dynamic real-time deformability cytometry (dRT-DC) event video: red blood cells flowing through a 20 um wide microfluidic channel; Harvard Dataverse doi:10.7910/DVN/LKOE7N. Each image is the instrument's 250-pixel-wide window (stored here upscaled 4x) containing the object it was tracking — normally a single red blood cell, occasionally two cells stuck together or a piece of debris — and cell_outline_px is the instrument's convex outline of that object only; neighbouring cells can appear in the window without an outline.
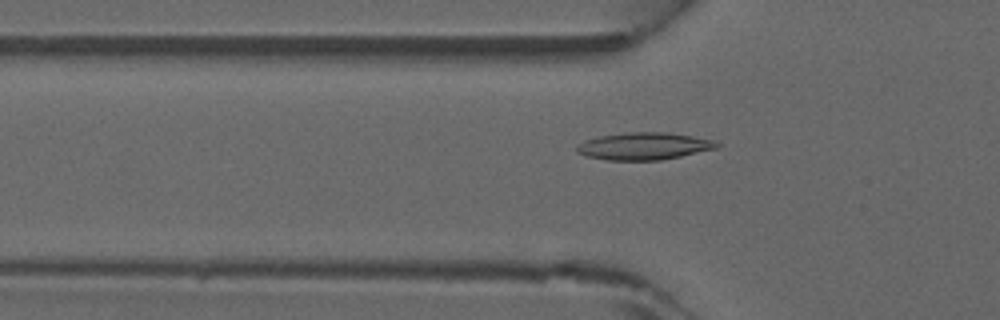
{"species": "common noctule bat (a hibernating species)", "species_latin": "Nyctalus noctula", "temperature_condition": "warm", "stored_images_in_passage": 32, "camera_frame_rate_fps": 3000, "um_per_image_px": 0.085, "animal": {"sex": "male", "forearm_length_mm": 52.5}, "frame": {"image": 1, "passage_image": 8, "time_ms": 2.333, "image_size_px": [1000, 320], "cell_outline_px": [[720, 144], [716, 148], [680, 156], [660, 160], [608, 160], [584, 156], [576, 152], [576, 148], [584, 140], [600, 136], [628, 132], [668, 132], [692, 136], [712, 140]], "centroid_in_image_um": [54.7, 12.42], "position_along_channel_um": 71.1, "area_um2": 22.08}}
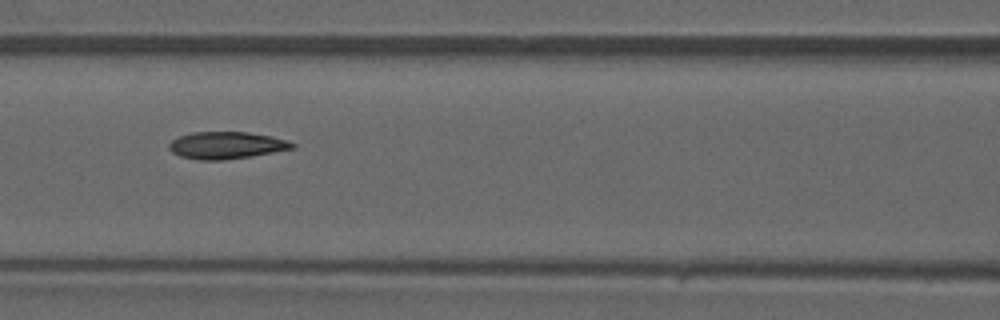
{"frame": {"image": 2, "passage_image": 13, "time_ms": 4.0, "image_size_px": [1000, 320], "cell_outline_px": [[296, 148], [224, 160], [196, 160], [180, 156], [172, 152], [168, 148], [168, 144], [172, 140], [180, 136], [192, 132], [248, 132], [272, 136], [288, 140], [296, 144]], "centroid_in_image_um": [19.24, 12.35], "position_along_channel_um": 147.4, "area_um2": 19.48}}
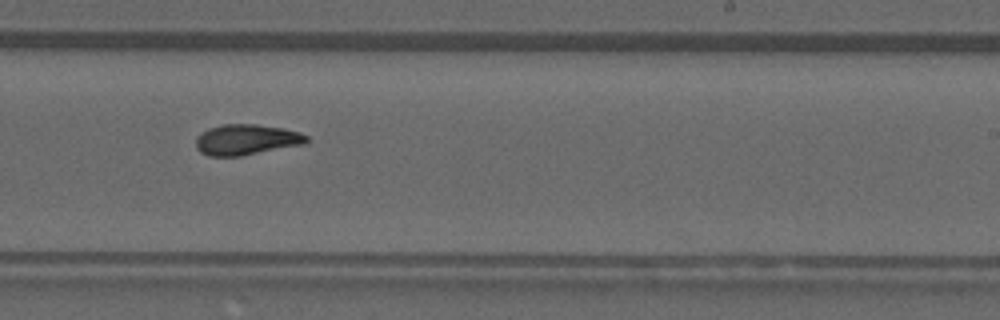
{"frame": {"image": 3, "passage_image": 21, "time_ms": 6.667, "image_size_px": [1000, 320], "cell_outline_px": [[308, 144], [240, 156], [208, 156], [200, 152], [196, 148], [196, 136], [208, 128], [224, 124], [256, 124], [280, 128], [300, 132], [308, 136]], "centroid_in_image_um": [20.95, 11.88], "position_along_channel_um": 268.0, "area_um2": 19.94}}